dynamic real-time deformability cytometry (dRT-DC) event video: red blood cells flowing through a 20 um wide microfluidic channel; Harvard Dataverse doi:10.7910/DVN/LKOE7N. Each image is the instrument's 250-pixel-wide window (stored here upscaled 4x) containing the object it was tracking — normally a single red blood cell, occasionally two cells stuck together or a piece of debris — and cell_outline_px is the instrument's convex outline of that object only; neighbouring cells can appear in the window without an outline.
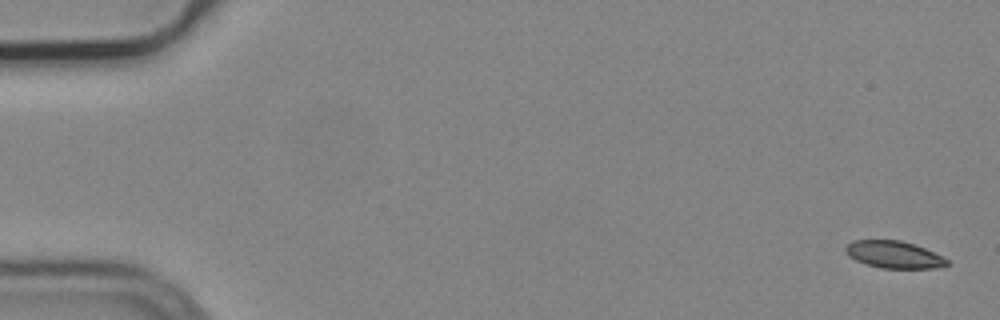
{"species": "common noctule bat (a hibernating species)", "species_latin": "Nyctalus noctula", "temperature_condition": "cold", "stored_images_in_passage": 6, "camera_frame_rate_fps": 3000, "um_per_image_px": 0.085, "animal": {"sex": "male", "body_mass_g": 19.2, "forearm_length_mm": 51.8}, "frame": {"image": 1, "passage_image": 1, "time_ms": 0.0, "image_size_px": [1000, 320], "cell_outline_px": [[948, 264], [936, 268], [880, 268], [856, 260], [848, 256], [844, 252], [844, 248], [852, 240], [900, 240], [924, 248], [948, 260]], "centroid_in_image_um": [75.92, 21.64], "position_along_channel_um": 9.1, "area_um2": 15.84}}
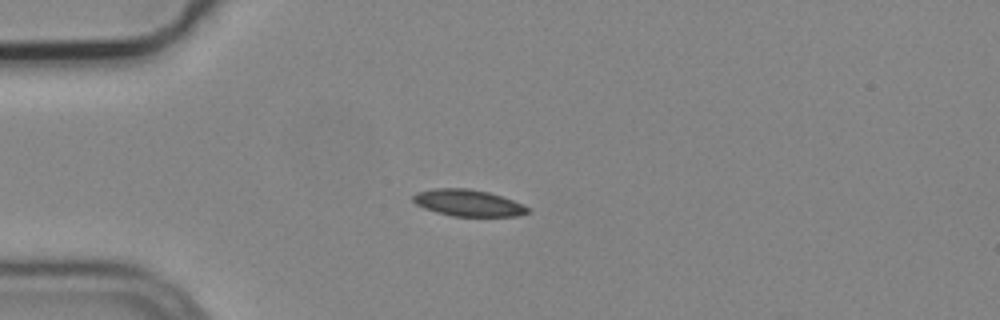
{"frame": {"image": 2, "passage_image": 4, "time_ms": 1.0, "image_size_px": [1000, 320], "cell_outline_px": [[528, 212], [516, 216], [452, 216], [436, 212], [424, 208], [416, 204], [412, 200], [412, 196], [416, 192], [432, 188], [468, 188], [488, 192], [512, 200], [528, 208]], "centroid_in_image_um": [39.71, 17.24], "position_along_channel_um": 45.3, "area_um2": 17.63}}
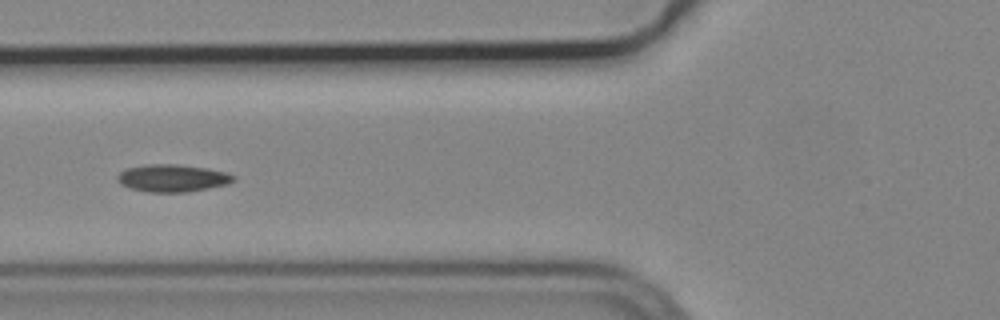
{"frame": {"image": 3, "passage_image": 6, "time_ms": 1.667, "image_size_px": [1000, 320], "cell_outline_px": [[236, 180], [228, 184], [188, 192], [148, 192], [132, 188], [116, 180], [116, 176], [120, 172], [128, 168], [144, 164], [176, 164], [208, 168], [228, 172], [236, 176]], "centroid_in_image_um": [14.71, 15.13], "position_along_channel_um": 111.1, "area_um2": 18.61}}